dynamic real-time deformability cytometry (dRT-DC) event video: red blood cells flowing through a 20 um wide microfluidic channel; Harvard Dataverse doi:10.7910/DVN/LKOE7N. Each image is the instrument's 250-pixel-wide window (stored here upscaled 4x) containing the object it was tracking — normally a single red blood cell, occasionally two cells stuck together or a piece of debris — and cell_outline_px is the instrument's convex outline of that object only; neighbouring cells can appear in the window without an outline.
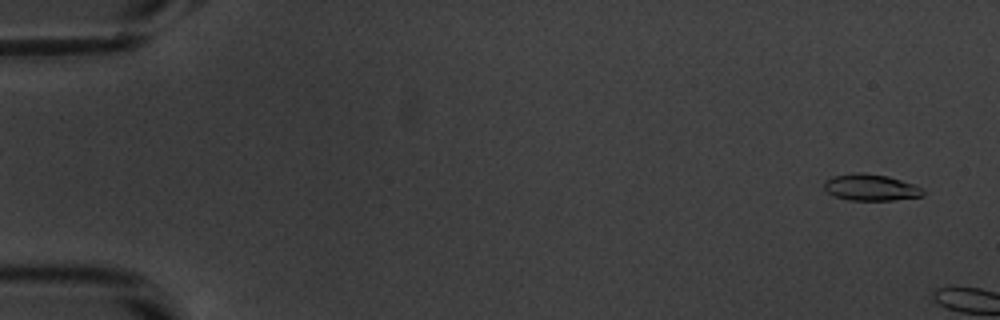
{"species": "common noctule bat (a hibernating species)", "species_latin": "Nyctalus noctula", "temperature_condition": "warm", "stored_images_in_passage": 5, "camera_frame_rate_fps": 3000, "um_per_image_px": 0.085, "animal": {"sex": "male", "body_mass_g": 20.1, "forearm_length_mm": 53.5}, "frame": {"image": 1, "passage_image": 2, "time_ms": 0.333, "image_size_px": [1000, 320], "cell_outline_px": [[924, 196], [892, 200], [848, 200], [836, 196], [828, 192], [824, 188], [824, 180], [832, 176], [856, 172], [864, 172], [888, 176], [912, 184], [920, 188], [924, 192]], "centroid_in_image_um": [73.98, 15.92], "position_along_channel_um": 11.0, "area_um2": 15.2}}